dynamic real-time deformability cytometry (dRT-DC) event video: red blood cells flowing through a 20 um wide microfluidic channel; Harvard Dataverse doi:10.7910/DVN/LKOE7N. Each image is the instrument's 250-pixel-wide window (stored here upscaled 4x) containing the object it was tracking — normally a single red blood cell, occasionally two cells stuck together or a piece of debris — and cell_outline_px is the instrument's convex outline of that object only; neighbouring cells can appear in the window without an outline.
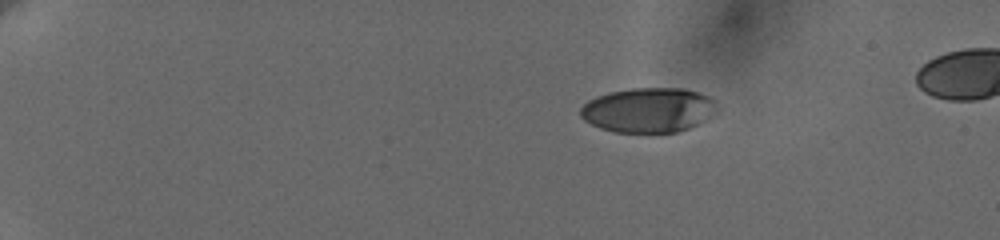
{"species": "human", "species_latin": "Homo sapiens", "temperature_condition": "cold", "stored_images_in_passage": 8, "camera_frame_rate_fps": 3000, "um_per_image_px": 0.085, "donor": {"sex": "female"}, "frame": {"image": 1, "passage_image": 1, "time_ms": 0.0, "image_size_px": [1000, 240], "cell_outline_px": [[720, 112], [708, 120], [700, 124], [676, 132], [616, 132], [600, 128], [584, 120], [580, 116], [580, 108], [588, 100], [596, 96], [608, 92], [632, 88], [684, 88], [708, 96], [716, 100], [720, 108]], "centroid_in_image_um": [55.19, 9.35], "position_along_channel_um": 29.8, "area_um2": 36.18}}
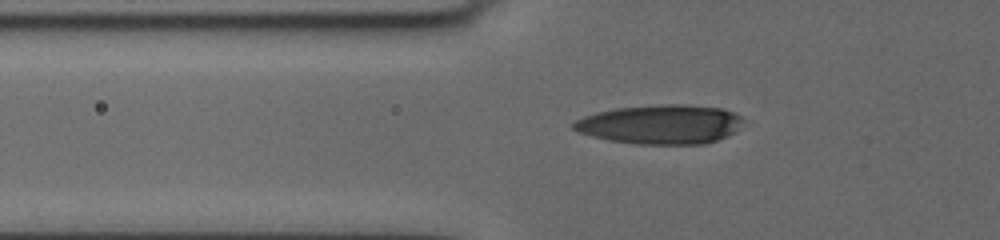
{"frame": {"image": 2, "passage_image": 7, "time_ms": 4.0, "image_size_px": [1000, 240], "cell_outline_px": [[744, 120], [732, 132], [716, 140], [704, 144], [636, 144], [608, 140], [592, 136], [580, 132], [572, 128], [572, 124], [576, 120], [584, 116], [596, 112], [616, 108], [668, 104], [684, 104], [720, 108], [732, 112], [740, 116]], "centroid_in_image_um": [56.1, 10.57], "position_along_channel_um": 69.7, "area_um2": 38.44}}